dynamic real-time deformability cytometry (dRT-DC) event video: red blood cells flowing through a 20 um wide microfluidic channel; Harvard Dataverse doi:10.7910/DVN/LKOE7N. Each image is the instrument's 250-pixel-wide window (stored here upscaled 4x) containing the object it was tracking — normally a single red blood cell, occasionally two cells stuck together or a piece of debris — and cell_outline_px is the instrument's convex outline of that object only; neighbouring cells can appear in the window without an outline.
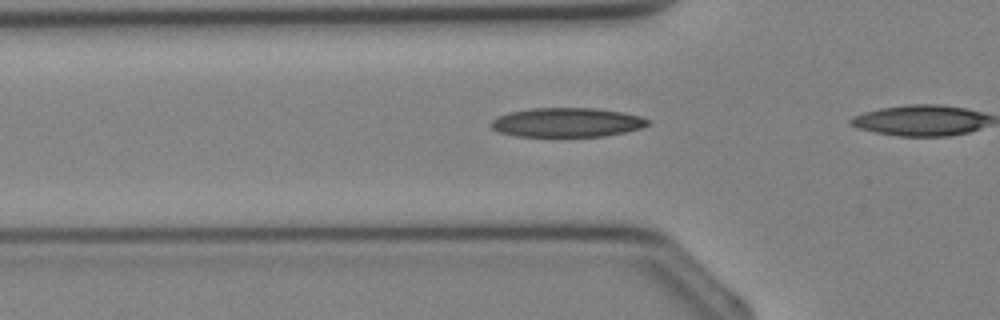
{"species": "Egyptian fruit bat (a non-hibernating species)", "species_latin": "Rousettus aegyptiacus", "temperature_condition": "cold", "stored_images_in_passage": 3, "camera_frame_rate_fps": 3000, "um_per_image_px": 0.085, "animal": {"sex": "female"}, "frame": {"image": 1, "passage_image": 2, "time_ms": 0.333, "image_size_px": [1000, 320], "cell_outline_px": [[652, 124], [640, 128], [624, 132], [604, 136], [516, 136], [500, 132], [492, 128], [488, 124], [496, 116], [508, 112], [528, 108], [596, 108], [624, 112], [640, 116], [652, 120]], "centroid_in_image_um": [48.19, 10.39], "position_along_channel_um": 77.6, "area_um2": 26.99}}